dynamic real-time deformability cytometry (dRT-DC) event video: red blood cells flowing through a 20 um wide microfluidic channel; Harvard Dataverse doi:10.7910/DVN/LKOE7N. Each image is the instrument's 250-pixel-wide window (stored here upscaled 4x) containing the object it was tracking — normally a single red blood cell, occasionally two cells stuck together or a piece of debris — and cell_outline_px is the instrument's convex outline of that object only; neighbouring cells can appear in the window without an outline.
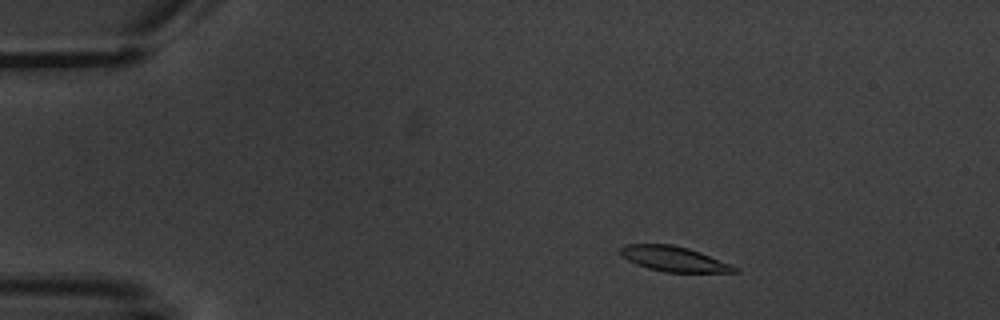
{"species": "common noctule bat (a hibernating species)", "species_latin": "Nyctalus noctula", "temperature_condition": "warm", "stored_images_in_passage": 3, "camera_frame_rate_fps": 3000, "um_per_image_px": 0.085, "animal": {"sex": "male", "body_mass_g": 20.1, "forearm_length_mm": 53.5}, "frame": {"image": 1, "passage_image": 1, "time_ms": 0.0, "image_size_px": [1000, 320], "cell_outline_px": [[740, 272], [664, 272], [648, 268], [636, 264], [628, 260], [616, 252], [616, 248], [624, 244], [672, 244], [688, 248], [700, 252], [740, 268]], "centroid_in_image_um": [57.21, 21.99], "position_along_channel_um": 27.8, "area_um2": 16.88}}